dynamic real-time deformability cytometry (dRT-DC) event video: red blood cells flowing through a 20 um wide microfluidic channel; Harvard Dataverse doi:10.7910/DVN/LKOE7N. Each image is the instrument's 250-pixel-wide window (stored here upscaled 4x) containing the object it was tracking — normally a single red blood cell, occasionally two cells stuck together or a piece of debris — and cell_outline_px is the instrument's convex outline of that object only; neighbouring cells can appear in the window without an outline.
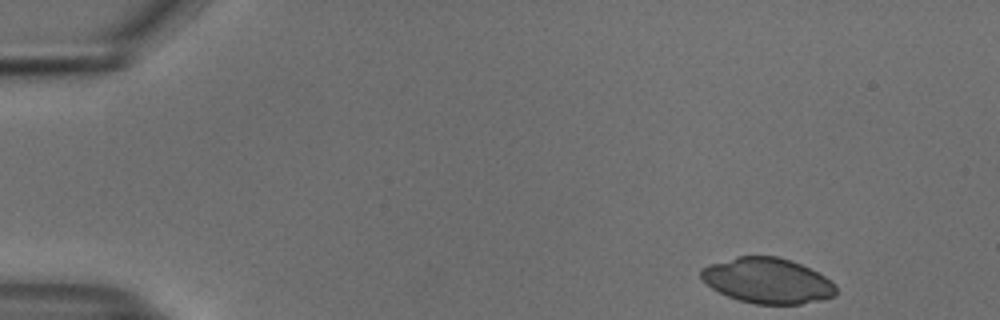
{"species": "common noctule bat (a hibernating species)", "species_latin": "Nyctalus noctula", "temperature_condition": "cold", "stored_images_in_passage": 50, "camera_frame_rate_fps": 3000, "um_per_image_px": 0.085, "animal": {"sex": "male", "body_mass_g": 18.8}, "frame": {"image": 1, "passage_image": 1, "time_ms": 0.0, "image_size_px": [1000, 320], "cell_outline_px": [[836, 296], [820, 300], [800, 304], [756, 304], [740, 300], [728, 296], [712, 288], [700, 276], [700, 268], [708, 264], [736, 256], [776, 256], [792, 260], [824, 276], [836, 284]], "centroid_in_image_um": [65.23, 23.85], "position_along_channel_um": 19.8, "area_um2": 35.66}}
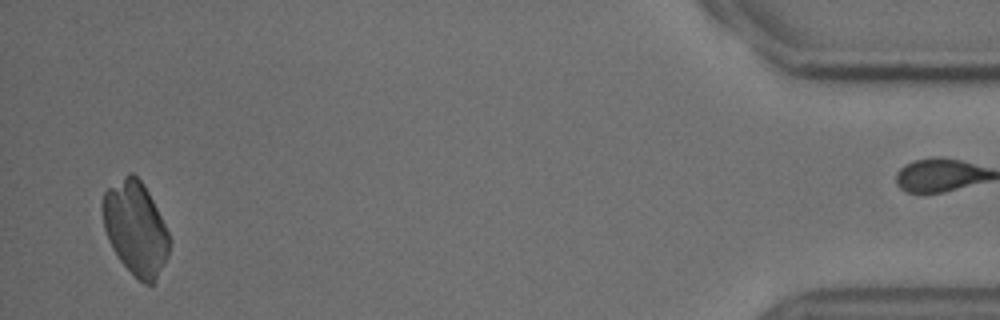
{"frame": {"image": 2, "passage_image": 48, "time_ms": 15.667, "image_size_px": [1000, 320], "cell_outline_px": [[172, 240], [168, 256], [152, 288], [144, 284], [120, 260], [112, 248], [108, 240], [104, 228], [100, 208], [100, 204], [104, 192], [108, 188], [128, 172], [132, 172], [140, 180], [148, 192]], "centroid_in_image_um": [11.51, 19.41], "position_along_channel_um": 423.7, "area_um2": 36.53}}